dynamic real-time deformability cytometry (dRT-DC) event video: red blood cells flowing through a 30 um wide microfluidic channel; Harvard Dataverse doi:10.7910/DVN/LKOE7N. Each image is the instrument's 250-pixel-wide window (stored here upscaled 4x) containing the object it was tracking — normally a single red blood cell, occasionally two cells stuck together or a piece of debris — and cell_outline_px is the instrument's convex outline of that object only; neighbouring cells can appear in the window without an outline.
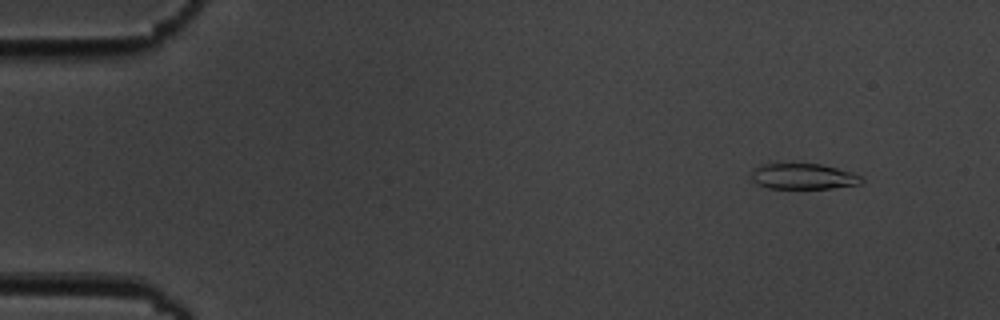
{"species": "common noctule bat (a hibernating species)", "species_latin": "Nyctalus noctula", "temperature_condition": "cold", "stored_images_in_passage": 8, "camera_frame_rate_fps": 3000, "um_per_image_px": 0.085, "animal": {"sex": "male", "body_mass_g": 19.5, "forearm_length_mm": 54.6}, "frame": {"image": 1, "passage_image": 2, "time_ms": 1.0, "image_size_px": [1000, 320], "cell_outline_px": [[864, 180], [860, 184], [832, 188], [768, 188], [756, 184], [752, 180], [752, 172], [760, 164], [820, 164], [852, 172], [860, 176]], "centroid_in_image_um": [68.28, 15.0], "position_along_channel_um": 16.7, "area_um2": 16.36}}
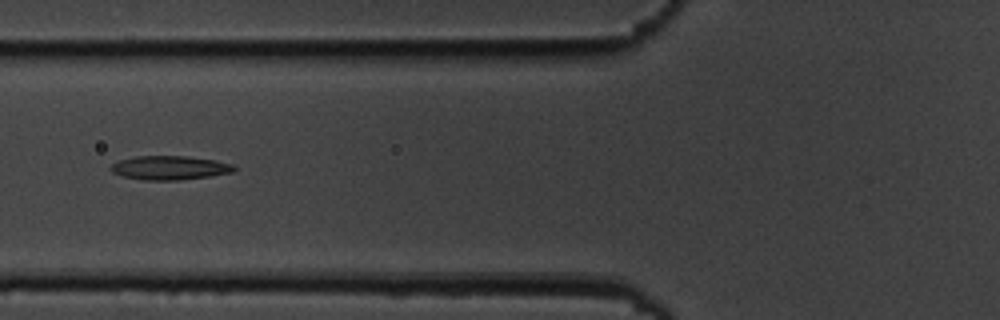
{"frame": {"image": 2, "passage_image": 7, "time_ms": 6.667, "image_size_px": [1000, 320], "cell_outline_px": [[236, 168], [232, 172], [208, 176], [180, 180], [144, 180], [120, 176], [112, 172], [108, 168], [112, 164], [120, 160], [136, 156], [188, 156], [216, 160], [232, 164]], "centroid_in_image_um": [14.38, 14.26], "position_along_channel_um": 111.4, "area_um2": 17.22}}
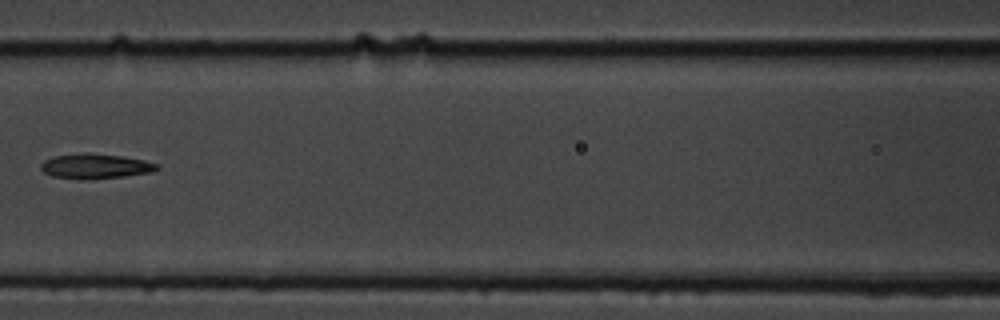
{"frame": {"image": 3, "passage_image": 8, "time_ms": 8.0, "image_size_px": [1000, 320], "cell_outline_px": [[160, 168], [152, 172], [124, 176], [88, 180], [52, 176], [44, 172], [40, 168], [40, 164], [44, 160], [56, 156], [80, 152], [88, 152], [120, 156], [144, 160], [160, 164]], "centroid_in_image_um": [8.11, 14.12], "position_along_channel_um": 158.5, "area_um2": 16.99}}